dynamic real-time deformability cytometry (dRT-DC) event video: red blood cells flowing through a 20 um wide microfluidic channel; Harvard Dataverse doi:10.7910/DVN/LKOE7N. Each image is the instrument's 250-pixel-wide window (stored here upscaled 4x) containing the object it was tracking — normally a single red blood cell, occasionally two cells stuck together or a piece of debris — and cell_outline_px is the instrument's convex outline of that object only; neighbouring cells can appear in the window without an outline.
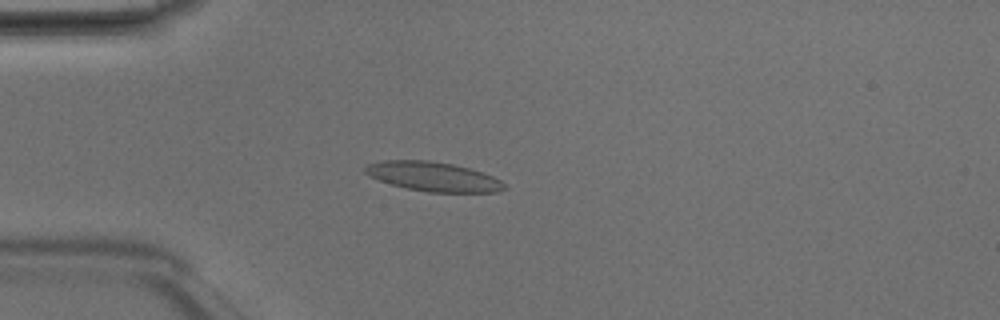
{"species": "Egyptian fruit bat (a non-hibernating species)", "species_latin": "Rousettus aegyptiacus", "temperature_condition": "room temperature", "stored_images_in_passage": 48, "camera_frame_rate_fps": 3000, "um_per_image_px": 0.085, "animal": {"sex": "male"}, "frame": {"image": 1, "passage_image": 13, "time_ms": 4.0, "image_size_px": [1000, 320], "cell_outline_px": [[508, 188], [496, 192], [428, 192], [408, 188], [392, 184], [368, 176], [364, 172], [364, 168], [368, 164], [384, 160], [428, 160], [452, 164], [468, 168], [492, 176], [500, 180]], "centroid_in_image_um": [36.81, 15.01], "position_along_channel_um": 48.2, "area_um2": 23.58}}
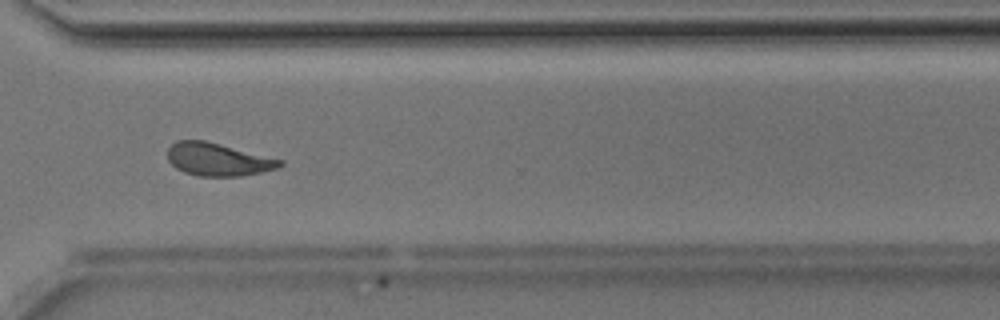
{"frame": {"image": 2, "passage_image": 36, "time_ms": 11.667, "image_size_px": [1000, 320], "cell_outline_px": [[284, 164], [280, 168], [240, 176], [200, 176], [184, 172], [176, 168], [168, 160], [168, 148], [176, 140], [204, 140], [284, 160]], "centroid_in_image_um": [18.54, 13.55], "position_along_channel_um": 352.1, "area_um2": 21.44}}
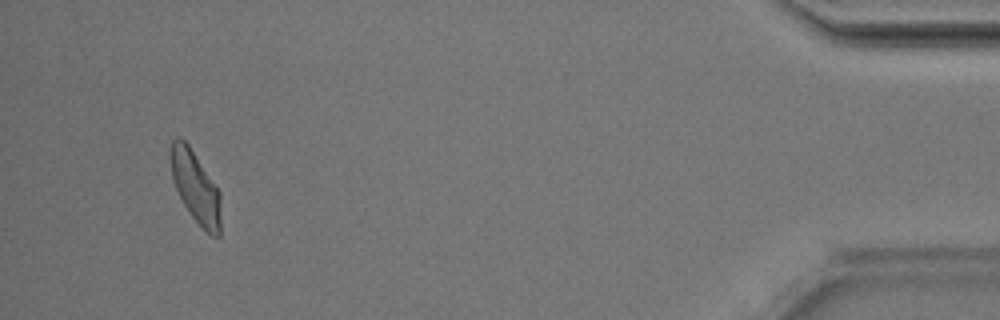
{"frame": {"image": 3, "passage_image": 46, "time_ms": 15.0, "image_size_px": [1000, 320], "cell_outline_px": [[220, 236], [212, 236], [192, 216], [184, 204], [176, 188], [172, 176], [168, 156], [172, 140], [184, 140], [188, 144], [220, 192]], "centroid_in_image_um": [16.6, 15.88], "position_along_channel_um": 418.6, "area_um2": 20.46}, "authors_computed_cell_mechanics": {"area_um2": 22.4264, "velocity_mm_per_s": 4.165, "shape_relaxation_time_tau1_ms": 3.6368, "shape_relaxation_time_tau2_ms": 1.9763, "deformation_change_tau1": 0.1267, "deformation_change_tau2": 0.1066}}